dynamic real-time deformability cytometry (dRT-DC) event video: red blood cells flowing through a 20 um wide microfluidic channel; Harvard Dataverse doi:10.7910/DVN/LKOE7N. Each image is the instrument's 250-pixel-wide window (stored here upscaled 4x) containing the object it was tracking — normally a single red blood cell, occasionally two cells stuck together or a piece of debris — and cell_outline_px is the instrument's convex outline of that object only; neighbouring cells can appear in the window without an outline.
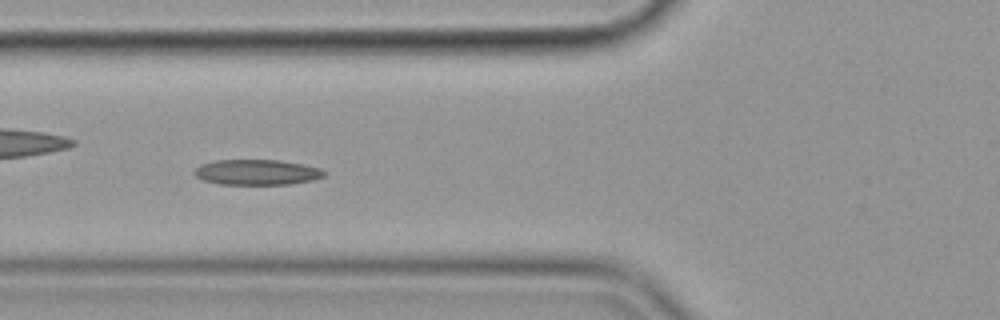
{"species": "common noctule bat (a hibernating species)", "species_latin": "Nyctalus noctula", "temperature_condition": "cold", "stored_images_in_passage": 56, "camera_frame_rate_fps": 3000, "um_per_image_px": 0.085, "animal": {"sex": "female", "body_mass_g": 19.9}, "frame": {"image": 1, "passage_image": 21, "time_ms": 6.667, "image_size_px": [1000, 320], "cell_outline_px": [[328, 172], [324, 176], [312, 180], [288, 184], [220, 184], [204, 180], [196, 176], [192, 172], [200, 164], [212, 160], [280, 160], [320, 168]], "centroid_in_image_um": [21.81, 14.63], "position_along_channel_um": 104.0, "area_um2": 19.19}}
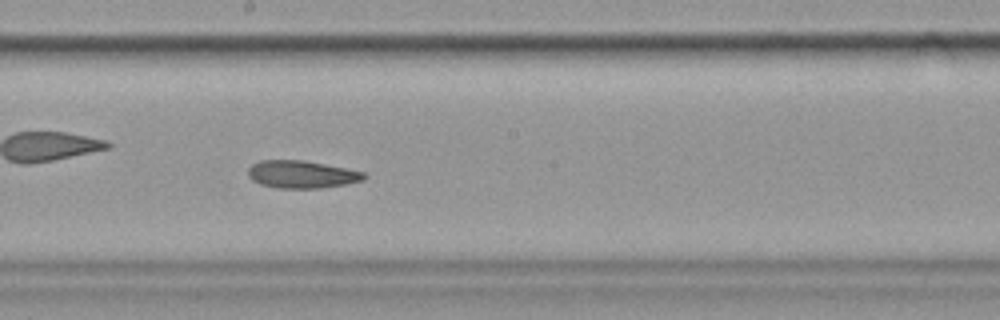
{"frame": {"image": 2, "passage_image": 31, "time_ms": 10.0, "image_size_px": [1000, 320], "cell_outline_px": [[368, 176], [364, 180], [344, 184], [320, 188], [276, 188], [260, 184], [252, 180], [248, 176], [248, 168], [252, 164], [260, 160], [304, 160], [364, 172]], "centroid_in_image_um": [25.62, 14.82], "position_along_channel_um": 222.6, "area_um2": 18.61}}
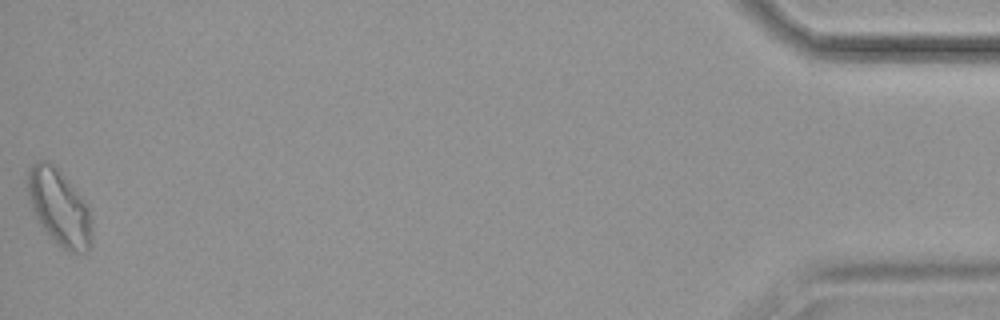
{"frame": {"image": 3, "passage_image": 56, "time_ms": 18.333, "image_size_px": [1000, 320], "cell_outline_px": [[92, 244], [88, 252], [72, 252], [64, 248], [40, 224], [32, 208], [28, 192], [28, 168], [32, 164], [40, 160], [44, 160], [60, 168], [88, 204], [92, 228]], "centroid_in_image_um": [5.08, 17.58], "position_along_channel_um": 430.1, "area_um2": 28.32}, "authors_computed_cell_mechanics": {"area_um2": 19.5364, "velocity_mm_per_s": 3.5601, "shape_relaxation_time_tau1_ms": null, "shape_relaxation_time_tau2_ms": 6.0451, "deformation_change_tau1": null, "deformation_change_tau2": 0.1292}}